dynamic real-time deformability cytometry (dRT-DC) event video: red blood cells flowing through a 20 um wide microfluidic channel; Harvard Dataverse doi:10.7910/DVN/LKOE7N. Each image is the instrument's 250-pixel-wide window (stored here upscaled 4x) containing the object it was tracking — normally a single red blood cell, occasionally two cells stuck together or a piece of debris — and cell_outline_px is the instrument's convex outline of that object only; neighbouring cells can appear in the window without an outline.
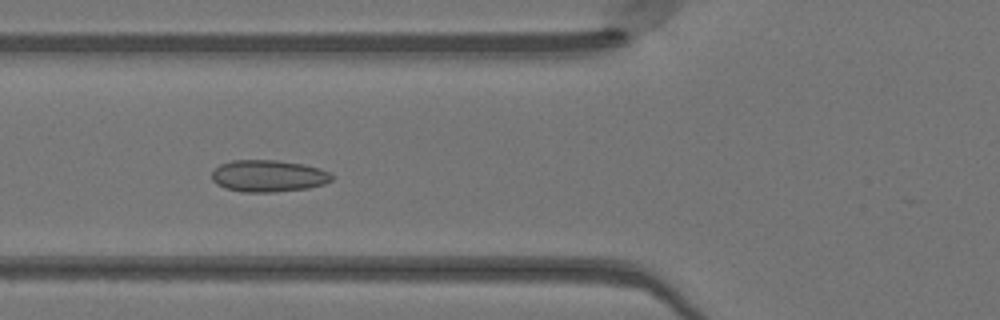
{"species": "Egyptian fruit bat (a non-hibernating species)", "species_latin": "Rousettus aegyptiacus", "temperature_condition": "warm", "stored_images_in_passage": 28, "camera_frame_rate_fps": 3000, "um_per_image_px": 0.085, "animal": {"sex": "female"}, "frame": {"image": 1, "passage_image": 6, "time_ms": 1.667, "image_size_px": [1000, 320], "cell_outline_px": [[332, 180], [324, 184], [308, 188], [276, 192], [244, 192], [224, 188], [216, 184], [212, 180], [212, 172], [220, 164], [232, 160], [276, 160], [304, 164], [320, 168], [328, 172], [332, 176]], "centroid_in_image_um": [22.8, 14.96], "position_along_channel_um": 103.0, "area_um2": 22.37}}
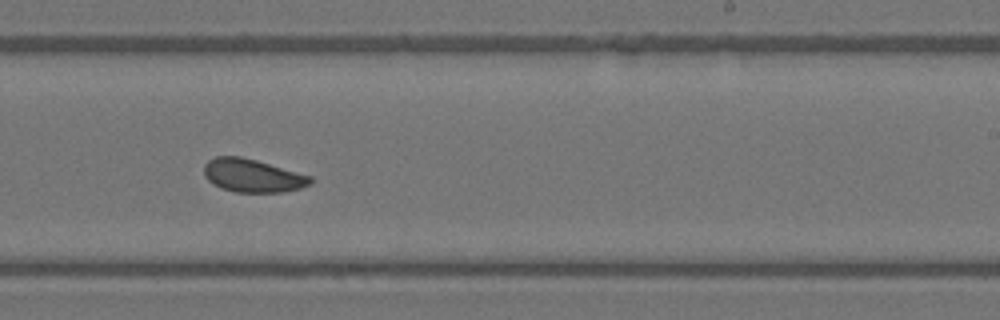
{"frame": {"image": 2, "passage_image": 18, "time_ms": 5.667, "image_size_px": [1000, 320], "cell_outline_px": [[312, 184], [300, 188], [280, 192], [236, 192], [220, 188], [212, 184], [204, 176], [204, 164], [208, 160], [216, 156], [240, 156], [256, 160], [312, 176]], "centroid_in_image_um": [21.44, 14.92], "position_along_channel_um": 267.6, "area_um2": 20.63}}
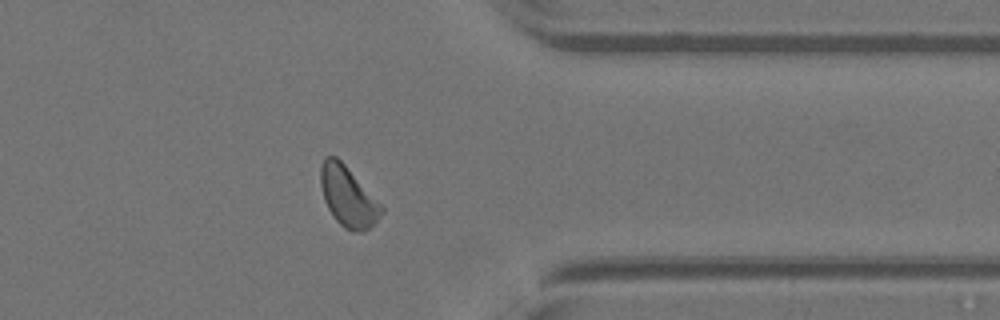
{"frame": {"image": 3, "passage_image": 27, "time_ms": 8.667, "image_size_px": [1000, 320], "cell_outline_px": [[384, 212], [364, 232], [352, 232], [344, 228], [332, 216], [324, 200], [320, 184], [320, 168], [324, 156], [336, 156], [344, 164], [384, 208]], "centroid_in_image_um": [29.55, 16.72], "position_along_channel_um": 381.9, "area_um2": 21.1}}